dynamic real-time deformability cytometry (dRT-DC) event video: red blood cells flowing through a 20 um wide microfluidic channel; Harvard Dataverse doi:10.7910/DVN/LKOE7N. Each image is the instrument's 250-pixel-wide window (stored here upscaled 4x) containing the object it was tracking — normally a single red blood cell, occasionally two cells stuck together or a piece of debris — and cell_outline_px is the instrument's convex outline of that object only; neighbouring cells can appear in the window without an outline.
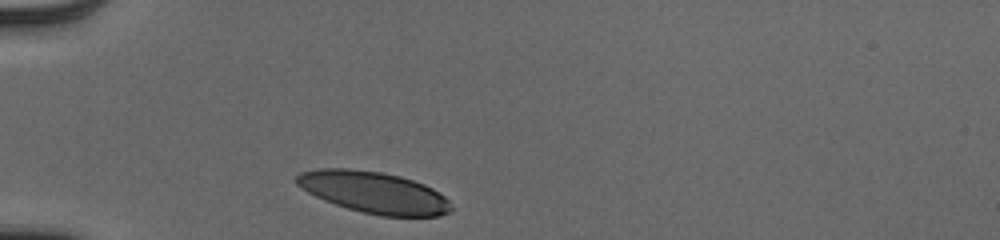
{"species": "human", "species_latin": "Homo sapiens", "temperature_condition": "cold", "stored_images_in_passage": 29, "camera_frame_rate_fps": 3000, "um_per_image_px": 0.085, "donor": {"sex": "male"}, "frame": {"image": 1, "passage_image": 1, "time_ms": 0.0, "image_size_px": [1000, 240], "cell_outline_px": [[452, 212], [440, 216], [380, 216], [348, 208], [324, 200], [308, 192], [296, 184], [292, 180], [300, 172], [320, 168], [348, 168], [380, 172], [400, 176], [424, 184], [432, 188], [444, 196], [452, 204]], "centroid_in_image_um": [31.78, 16.35], "position_along_channel_um": 53.2, "area_um2": 37.45}}
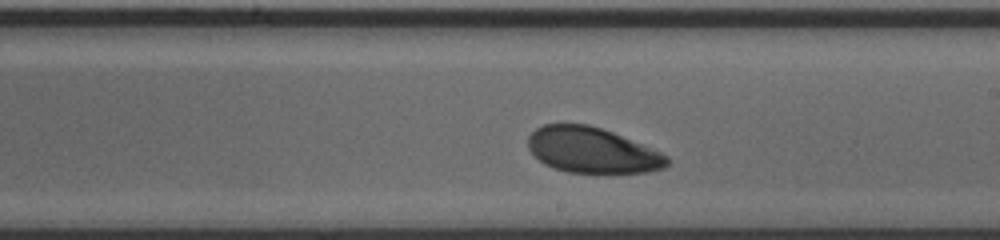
{"frame": {"image": 2, "passage_image": 17, "time_ms": 5.333, "image_size_px": [1000, 240], "cell_outline_px": [[668, 164], [664, 168], [648, 172], [568, 172], [544, 164], [528, 148], [528, 136], [536, 128], [544, 124], [588, 124], [612, 132], [660, 152], [668, 156]], "centroid_in_image_um": [50.31, 12.76], "position_along_channel_um": 238.7, "area_um2": 36.36}}
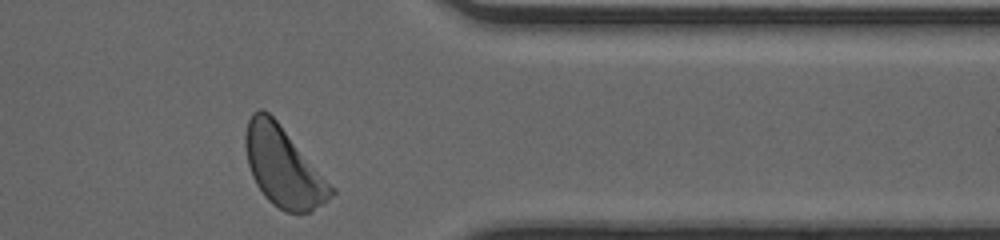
{"frame": {"image": 3, "passage_image": 29, "time_ms": 9.333, "image_size_px": [1000, 240], "cell_outline_px": [[336, 192], [324, 204], [312, 212], [284, 212], [272, 204], [264, 196], [256, 184], [252, 176], [248, 164], [244, 144], [244, 136], [248, 120], [252, 112], [260, 108], [268, 112], [276, 120], [336, 188]], "centroid_in_image_um": [24.09, 14.2], "position_along_channel_um": 387.3, "area_um2": 40.0}, "authors_computed_cell_mechanics": {"area_um2": 38.6104, "velocity_mm_per_s": 3.9012, "shape_relaxation_time_tau1_ms": 2.4364, "shape_relaxation_time_tau2_ms": 10.6787, "deformation_change_tau1": 0.113, "deformation_change_tau2": 0.2026}}